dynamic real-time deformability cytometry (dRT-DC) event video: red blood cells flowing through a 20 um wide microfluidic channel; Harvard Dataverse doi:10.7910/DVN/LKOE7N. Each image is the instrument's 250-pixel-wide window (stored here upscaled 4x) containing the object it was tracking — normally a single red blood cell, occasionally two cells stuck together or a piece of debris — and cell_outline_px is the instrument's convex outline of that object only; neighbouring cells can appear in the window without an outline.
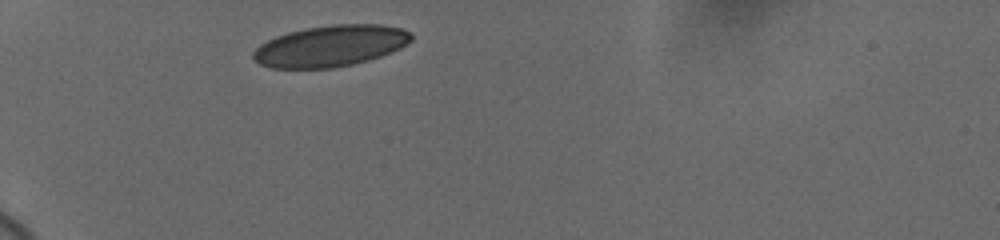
{"species": "human", "species_latin": "Homo sapiens", "temperature_condition": "cold", "stored_images_in_passage": 1, "camera_frame_rate_fps": 3000, "um_per_image_px": 0.085, "donor": {"sex": "female"}, "frame": {"image": 1, "passage_image": 1, "time_ms": 0.0, "image_size_px": [1000, 240], "cell_outline_px": [[412, 40], [400, 48], [392, 52], [368, 60], [352, 64], [332, 68], [272, 68], [260, 64], [252, 56], [252, 52], [260, 44], [276, 36], [288, 32], [304, 28], [332, 24], [380, 24], [400, 28], [412, 32]], "centroid_in_image_um": [28.1, 3.9], "position_along_channel_um": 56.9, "area_um2": 38.03}}